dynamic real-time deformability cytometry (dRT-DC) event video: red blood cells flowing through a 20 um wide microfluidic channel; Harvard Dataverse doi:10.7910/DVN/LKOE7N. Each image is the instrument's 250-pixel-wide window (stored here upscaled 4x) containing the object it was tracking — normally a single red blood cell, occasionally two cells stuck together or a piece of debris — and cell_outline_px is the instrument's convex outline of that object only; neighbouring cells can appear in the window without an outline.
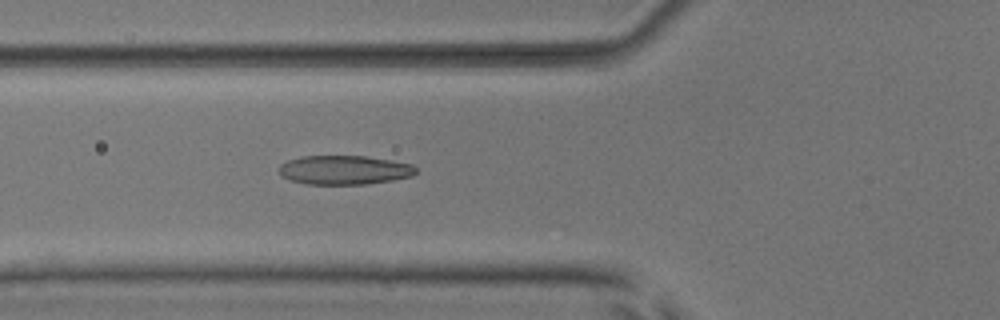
{"species": "common noctule bat (a hibernating species)", "species_latin": "Nyctalus noctula", "temperature_condition": "room temperature", "stored_images_in_passage": 5, "camera_frame_rate_fps": 3000, "um_per_image_px": 0.085, "animal": {"sex": "male", "body_mass_g": 17.9, "forearm_length_mm": 54.2}, "frame": {"image": 1, "passage_image": 5, "time_ms": 5.333, "image_size_px": [1000, 320], "cell_outline_px": [[416, 172], [412, 176], [392, 180], [364, 184], [308, 184], [292, 180], [280, 176], [280, 164], [288, 160], [300, 156], [364, 156], [412, 164], [416, 168]], "centroid_in_image_um": [29.25, 14.44], "position_along_channel_um": 96.6, "area_um2": 23.0}}